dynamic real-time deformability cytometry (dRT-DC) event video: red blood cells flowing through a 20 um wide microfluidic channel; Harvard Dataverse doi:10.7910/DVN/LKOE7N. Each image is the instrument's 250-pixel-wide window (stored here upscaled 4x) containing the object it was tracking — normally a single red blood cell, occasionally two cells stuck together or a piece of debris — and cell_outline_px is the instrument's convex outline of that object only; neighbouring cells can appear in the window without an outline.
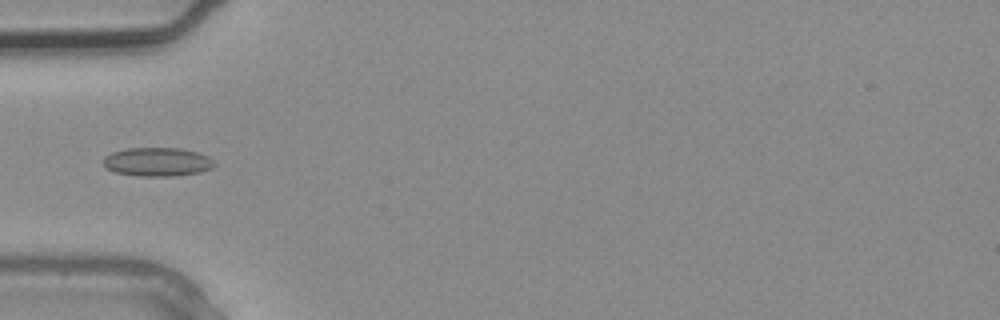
{"species": "common noctule bat (a hibernating species)", "species_latin": "Nyctalus noctula", "temperature_condition": "warm", "stored_images_in_passage": 2, "camera_frame_rate_fps": 3000, "um_per_image_px": 0.085, "animal": {"sex": "male", "body_mass_g": 20.4}, "frame": {"image": 1, "passage_image": 2, "time_ms": 0.333, "image_size_px": [1000, 320], "cell_outline_px": [[216, 164], [212, 168], [200, 172], [172, 176], [140, 176], [116, 172], [104, 168], [100, 160], [104, 156], [112, 152], [128, 148], [180, 148], [196, 152], [208, 156]], "centroid_in_image_um": [13.32, 13.76], "position_along_channel_um": 71.7, "area_um2": 18.73}}